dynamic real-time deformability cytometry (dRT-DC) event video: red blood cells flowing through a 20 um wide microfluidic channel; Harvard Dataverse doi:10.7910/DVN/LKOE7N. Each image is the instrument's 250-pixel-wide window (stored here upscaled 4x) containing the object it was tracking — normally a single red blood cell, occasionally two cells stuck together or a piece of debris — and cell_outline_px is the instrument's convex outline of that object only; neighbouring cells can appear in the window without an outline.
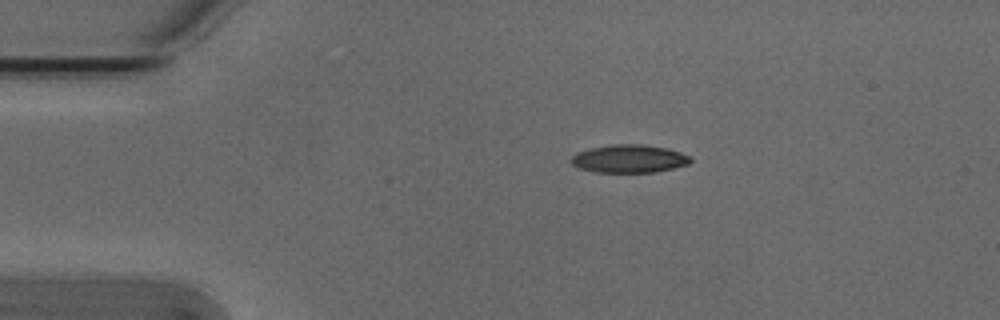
{"species": "Egyptian fruit bat (a non-hibernating species)", "species_latin": "Rousettus aegyptiacus", "temperature_condition": "cold", "stored_images_in_passage": 3, "camera_frame_rate_fps": 3000, "um_per_image_px": 0.085, "animal": {"sex": "male"}, "frame": {"image": 1, "passage_image": 1, "time_ms": 0.0, "image_size_px": [1000, 320], "cell_outline_px": [[692, 160], [688, 164], [656, 172], [596, 172], [580, 168], [572, 164], [568, 160], [576, 152], [592, 148], [612, 144], [644, 144], [664, 148], [680, 152], [692, 156]], "centroid_in_image_um": [53.47, 13.49], "position_along_channel_um": 31.5, "area_um2": 19.48}}
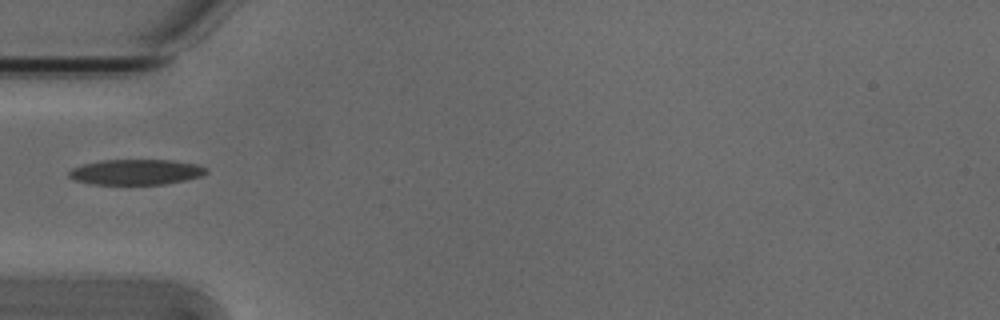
{"frame": {"image": 2, "passage_image": 3, "time_ms": 0.667, "image_size_px": [1000, 320], "cell_outline_px": [[208, 172], [200, 176], [184, 180], [164, 184], [92, 184], [76, 180], [68, 176], [68, 172], [72, 168], [84, 164], [100, 160], [172, 160], [196, 164], [208, 168]], "centroid_in_image_um": [11.56, 14.61], "position_along_channel_um": 73.4, "area_um2": 20.23}}